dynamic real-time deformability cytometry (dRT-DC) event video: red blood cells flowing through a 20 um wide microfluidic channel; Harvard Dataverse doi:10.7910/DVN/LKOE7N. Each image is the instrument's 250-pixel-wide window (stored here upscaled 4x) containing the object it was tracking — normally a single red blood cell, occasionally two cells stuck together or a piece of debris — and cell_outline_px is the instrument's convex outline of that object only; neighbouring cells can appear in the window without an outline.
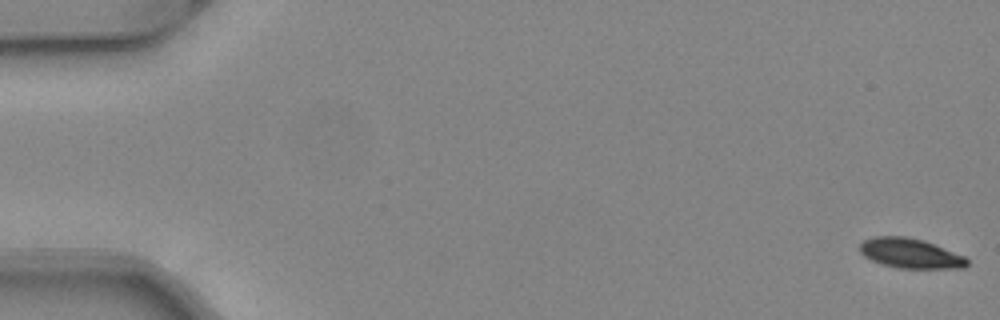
{"species": "common noctule bat (a hibernating species)", "species_latin": "Nyctalus noctula", "temperature_condition": "warm", "stored_images_in_passage": 51, "camera_frame_rate_fps": 3000, "um_per_image_px": 0.085, "animal": {"sex": "female", "body_mass_g": 24.6, "forearm_length_mm": 56.2}, "frame": {"image": 1, "passage_image": 1, "time_ms": 0.0, "image_size_px": [1000, 320], "cell_outline_px": [[968, 264], [964, 268], [900, 268], [884, 264], [872, 260], [864, 256], [860, 252], [860, 244], [864, 240], [876, 236], [904, 236], [924, 240], [964, 256], [968, 260]], "centroid_in_image_um": [77.38, 21.53], "position_along_channel_um": 7.6, "area_um2": 18.44}}
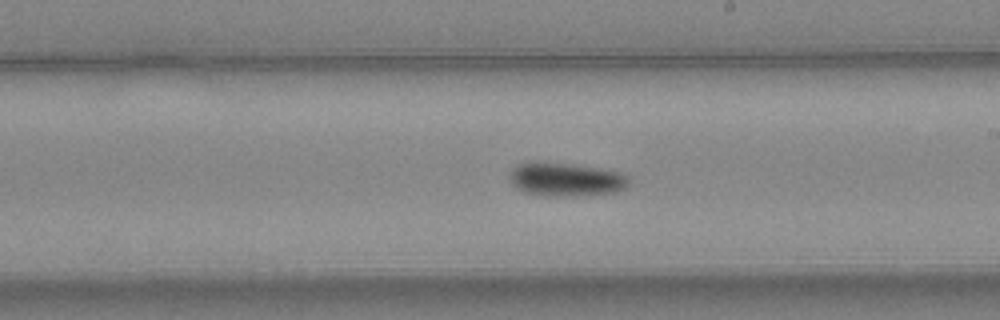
{"frame": {"image": 2, "passage_image": 30, "time_ms": 9.667, "image_size_px": [1000, 320], "cell_outline_px": [[632, 184], [616, 192], [588, 196], [548, 196], [524, 192], [516, 188], [508, 180], [508, 172], [516, 164], [524, 160], [536, 160], [608, 168], [620, 172], [628, 176]], "centroid_in_image_um": [48.08, 15.22], "position_along_channel_um": 240.9, "area_um2": 24.62}}
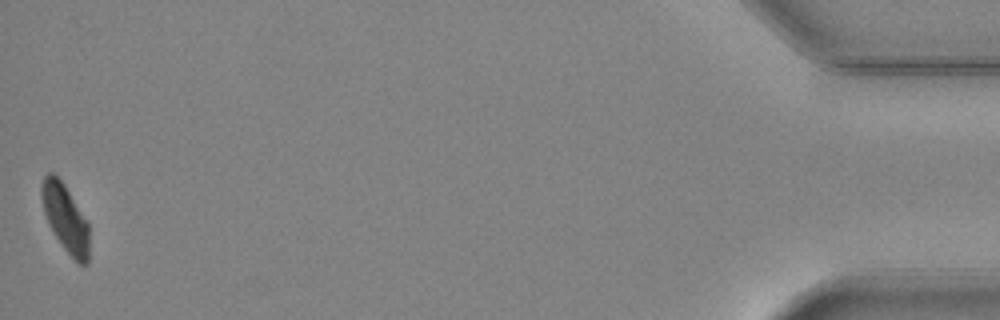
{"frame": {"image": 3, "passage_image": 51, "time_ms": 16.667, "image_size_px": [1000, 320], "cell_outline_px": [[88, 264], [80, 264], [64, 248], [56, 236], [44, 212], [40, 196], [40, 188], [44, 176], [48, 172], [52, 172], [64, 184], [88, 220]], "centroid_in_image_um": [5.55, 18.49], "position_along_channel_um": 429.6, "area_um2": 18.44}, "authors_computed_cell_mechanics": {"area_um2": 20.9814, "velocity_mm_per_s": 4.0762, "shape_relaxation_time_tau1_ms": 2.548, "shape_relaxation_time_tau2_ms": null, "deformation_change_tau1": 0.1234, "deformation_change_tau2": null}}